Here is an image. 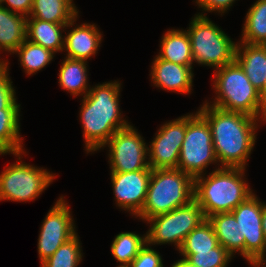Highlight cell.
Segmentation results:
<instances>
[{
    "mask_svg": "<svg viewBox=\"0 0 266 267\" xmlns=\"http://www.w3.org/2000/svg\"><path fill=\"white\" fill-rule=\"evenodd\" d=\"M20 109H2L0 113V155L24 150L20 130Z\"/></svg>",
    "mask_w": 266,
    "mask_h": 267,
    "instance_id": "24",
    "label": "cell"
},
{
    "mask_svg": "<svg viewBox=\"0 0 266 267\" xmlns=\"http://www.w3.org/2000/svg\"><path fill=\"white\" fill-rule=\"evenodd\" d=\"M146 242V233L139 235L136 232H120L110 246L111 255L120 264H131Z\"/></svg>",
    "mask_w": 266,
    "mask_h": 267,
    "instance_id": "27",
    "label": "cell"
},
{
    "mask_svg": "<svg viewBox=\"0 0 266 267\" xmlns=\"http://www.w3.org/2000/svg\"><path fill=\"white\" fill-rule=\"evenodd\" d=\"M218 244L213 227L206 218L186 236L178 251L180 254H195L196 252L210 251Z\"/></svg>",
    "mask_w": 266,
    "mask_h": 267,
    "instance_id": "28",
    "label": "cell"
},
{
    "mask_svg": "<svg viewBox=\"0 0 266 267\" xmlns=\"http://www.w3.org/2000/svg\"><path fill=\"white\" fill-rule=\"evenodd\" d=\"M121 85L117 80L103 82L92 86L82 97L79 120L86 154L99 151L116 131L130 124L119 107Z\"/></svg>",
    "mask_w": 266,
    "mask_h": 267,
    "instance_id": "2",
    "label": "cell"
},
{
    "mask_svg": "<svg viewBox=\"0 0 266 267\" xmlns=\"http://www.w3.org/2000/svg\"><path fill=\"white\" fill-rule=\"evenodd\" d=\"M72 211L64 196H60L42 221L37 251L44 262L70 238L77 234Z\"/></svg>",
    "mask_w": 266,
    "mask_h": 267,
    "instance_id": "12",
    "label": "cell"
},
{
    "mask_svg": "<svg viewBox=\"0 0 266 267\" xmlns=\"http://www.w3.org/2000/svg\"><path fill=\"white\" fill-rule=\"evenodd\" d=\"M245 168H215L209 175L194 178V200L205 218L228 213L254 194L244 176Z\"/></svg>",
    "mask_w": 266,
    "mask_h": 267,
    "instance_id": "3",
    "label": "cell"
},
{
    "mask_svg": "<svg viewBox=\"0 0 266 267\" xmlns=\"http://www.w3.org/2000/svg\"><path fill=\"white\" fill-rule=\"evenodd\" d=\"M211 223L218 243L232 256L239 252L241 255V230L231 212L218 213L207 217Z\"/></svg>",
    "mask_w": 266,
    "mask_h": 267,
    "instance_id": "23",
    "label": "cell"
},
{
    "mask_svg": "<svg viewBox=\"0 0 266 267\" xmlns=\"http://www.w3.org/2000/svg\"><path fill=\"white\" fill-rule=\"evenodd\" d=\"M240 41L266 45V0H256L245 16Z\"/></svg>",
    "mask_w": 266,
    "mask_h": 267,
    "instance_id": "25",
    "label": "cell"
},
{
    "mask_svg": "<svg viewBox=\"0 0 266 267\" xmlns=\"http://www.w3.org/2000/svg\"><path fill=\"white\" fill-rule=\"evenodd\" d=\"M241 230V256L256 267L266 256V238L262 229V201L256 194L231 211Z\"/></svg>",
    "mask_w": 266,
    "mask_h": 267,
    "instance_id": "11",
    "label": "cell"
},
{
    "mask_svg": "<svg viewBox=\"0 0 266 267\" xmlns=\"http://www.w3.org/2000/svg\"><path fill=\"white\" fill-rule=\"evenodd\" d=\"M256 267H266V256L259 262Z\"/></svg>",
    "mask_w": 266,
    "mask_h": 267,
    "instance_id": "38",
    "label": "cell"
},
{
    "mask_svg": "<svg viewBox=\"0 0 266 267\" xmlns=\"http://www.w3.org/2000/svg\"><path fill=\"white\" fill-rule=\"evenodd\" d=\"M262 107L266 110V79L262 89L259 91Z\"/></svg>",
    "mask_w": 266,
    "mask_h": 267,
    "instance_id": "36",
    "label": "cell"
},
{
    "mask_svg": "<svg viewBox=\"0 0 266 267\" xmlns=\"http://www.w3.org/2000/svg\"><path fill=\"white\" fill-rule=\"evenodd\" d=\"M26 151L14 154L17 161L0 174V201L29 202L39 198L56 178V174L22 161Z\"/></svg>",
    "mask_w": 266,
    "mask_h": 267,
    "instance_id": "7",
    "label": "cell"
},
{
    "mask_svg": "<svg viewBox=\"0 0 266 267\" xmlns=\"http://www.w3.org/2000/svg\"><path fill=\"white\" fill-rule=\"evenodd\" d=\"M213 79L216 96L210 103L206 100L207 104L224 111L261 118L266 122V110L262 107L259 90L251 84L236 60L214 70Z\"/></svg>",
    "mask_w": 266,
    "mask_h": 267,
    "instance_id": "4",
    "label": "cell"
},
{
    "mask_svg": "<svg viewBox=\"0 0 266 267\" xmlns=\"http://www.w3.org/2000/svg\"><path fill=\"white\" fill-rule=\"evenodd\" d=\"M9 63L0 66V113L2 109H21L17 102L16 90L9 76Z\"/></svg>",
    "mask_w": 266,
    "mask_h": 267,
    "instance_id": "31",
    "label": "cell"
},
{
    "mask_svg": "<svg viewBox=\"0 0 266 267\" xmlns=\"http://www.w3.org/2000/svg\"><path fill=\"white\" fill-rule=\"evenodd\" d=\"M67 24H57L39 19H26V39L54 53L63 52Z\"/></svg>",
    "mask_w": 266,
    "mask_h": 267,
    "instance_id": "19",
    "label": "cell"
},
{
    "mask_svg": "<svg viewBox=\"0 0 266 267\" xmlns=\"http://www.w3.org/2000/svg\"><path fill=\"white\" fill-rule=\"evenodd\" d=\"M193 193L194 179L180 169H152L144 206L135 218L146 221L187 205Z\"/></svg>",
    "mask_w": 266,
    "mask_h": 267,
    "instance_id": "5",
    "label": "cell"
},
{
    "mask_svg": "<svg viewBox=\"0 0 266 267\" xmlns=\"http://www.w3.org/2000/svg\"><path fill=\"white\" fill-rule=\"evenodd\" d=\"M78 14L73 0H33L32 11L27 19L68 24Z\"/></svg>",
    "mask_w": 266,
    "mask_h": 267,
    "instance_id": "22",
    "label": "cell"
},
{
    "mask_svg": "<svg viewBox=\"0 0 266 267\" xmlns=\"http://www.w3.org/2000/svg\"><path fill=\"white\" fill-rule=\"evenodd\" d=\"M105 147H109L110 173L151 169L148 165V146L132 124L116 131L101 149Z\"/></svg>",
    "mask_w": 266,
    "mask_h": 267,
    "instance_id": "10",
    "label": "cell"
},
{
    "mask_svg": "<svg viewBox=\"0 0 266 267\" xmlns=\"http://www.w3.org/2000/svg\"><path fill=\"white\" fill-rule=\"evenodd\" d=\"M206 218L200 205L193 199L187 205L147 219V243L153 245L174 244L179 250L186 236Z\"/></svg>",
    "mask_w": 266,
    "mask_h": 267,
    "instance_id": "9",
    "label": "cell"
},
{
    "mask_svg": "<svg viewBox=\"0 0 266 267\" xmlns=\"http://www.w3.org/2000/svg\"><path fill=\"white\" fill-rule=\"evenodd\" d=\"M235 1L237 0H196L195 3L201 8L200 11H203L198 15L207 16L206 12H216L223 16L235 4Z\"/></svg>",
    "mask_w": 266,
    "mask_h": 267,
    "instance_id": "33",
    "label": "cell"
},
{
    "mask_svg": "<svg viewBox=\"0 0 266 267\" xmlns=\"http://www.w3.org/2000/svg\"><path fill=\"white\" fill-rule=\"evenodd\" d=\"M196 267H228L233 256L220 244L214 249L195 254H180Z\"/></svg>",
    "mask_w": 266,
    "mask_h": 267,
    "instance_id": "30",
    "label": "cell"
},
{
    "mask_svg": "<svg viewBox=\"0 0 266 267\" xmlns=\"http://www.w3.org/2000/svg\"><path fill=\"white\" fill-rule=\"evenodd\" d=\"M185 133L186 115L161 125L151 143L147 145L149 167L151 169L177 168Z\"/></svg>",
    "mask_w": 266,
    "mask_h": 267,
    "instance_id": "13",
    "label": "cell"
},
{
    "mask_svg": "<svg viewBox=\"0 0 266 267\" xmlns=\"http://www.w3.org/2000/svg\"><path fill=\"white\" fill-rule=\"evenodd\" d=\"M204 102L198 113L210 126L219 166L246 169L257 140L258 123L263 120L240 112L224 111Z\"/></svg>",
    "mask_w": 266,
    "mask_h": 267,
    "instance_id": "1",
    "label": "cell"
},
{
    "mask_svg": "<svg viewBox=\"0 0 266 267\" xmlns=\"http://www.w3.org/2000/svg\"><path fill=\"white\" fill-rule=\"evenodd\" d=\"M262 229L266 238V202H262Z\"/></svg>",
    "mask_w": 266,
    "mask_h": 267,
    "instance_id": "37",
    "label": "cell"
},
{
    "mask_svg": "<svg viewBox=\"0 0 266 267\" xmlns=\"http://www.w3.org/2000/svg\"><path fill=\"white\" fill-rule=\"evenodd\" d=\"M160 59L183 66H193L191 41L187 30L169 29L161 37Z\"/></svg>",
    "mask_w": 266,
    "mask_h": 267,
    "instance_id": "18",
    "label": "cell"
},
{
    "mask_svg": "<svg viewBox=\"0 0 266 267\" xmlns=\"http://www.w3.org/2000/svg\"><path fill=\"white\" fill-rule=\"evenodd\" d=\"M235 60L251 84L260 91L266 79V45L238 42Z\"/></svg>",
    "mask_w": 266,
    "mask_h": 267,
    "instance_id": "17",
    "label": "cell"
},
{
    "mask_svg": "<svg viewBox=\"0 0 266 267\" xmlns=\"http://www.w3.org/2000/svg\"><path fill=\"white\" fill-rule=\"evenodd\" d=\"M78 233L62 244L55 253L41 263V267H78L82 262L83 250Z\"/></svg>",
    "mask_w": 266,
    "mask_h": 267,
    "instance_id": "29",
    "label": "cell"
},
{
    "mask_svg": "<svg viewBox=\"0 0 266 267\" xmlns=\"http://www.w3.org/2000/svg\"><path fill=\"white\" fill-rule=\"evenodd\" d=\"M171 267H196V266L190 263L186 258H182L174 262Z\"/></svg>",
    "mask_w": 266,
    "mask_h": 267,
    "instance_id": "35",
    "label": "cell"
},
{
    "mask_svg": "<svg viewBox=\"0 0 266 267\" xmlns=\"http://www.w3.org/2000/svg\"><path fill=\"white\" fill-rule=\"evenodd\" d=\"M187 32L194 63L216 70L235 60L238 42H234L207 16L195 14Z\"/></svg>",
    "mask_w": 266,
    "mask_h": 267,
    "instance_id": "6",
    "label": "cell"
},
{
    "mask_svg": "<svg viewBox=\"0 0 266 267\" xmlns=\"http://www.w3.org/2000/svg\"><path fill=\"white\" fill-rule=\"evenodd\" d=\"M117 267H132L130 264H120L119 266Z\"/></svg>",
    "mask_w": 266,
    "mask_h": 267,
    "instance_id": "40",
    "label": "cell"
},
{
    "mask_svg": "<svg viewBox=\"0 0 266 267\" xmlns=\"http://www.w3.org/2000/svg\"><path fill=\"white\" fill-rule=\"evenodd\" d=\"M152 169L110 173L116 206L136 217L142 210Z\"/></svg>",
    "mask_w": 266,
    "mask_h": 267,
    "instance_id": "14",
    "label": "cell"
},
{
    "mask_svg": "<svg viewBox=\"0 0 266 267\" xmlns=\"http://www.w3.org/2000/svg\"><path fill=\"white\" fill-rule=\"evenodd\" d=\"M27 17L0 5V54L14 53L26 40Z\"/></svg>",
    "mask_w": 266,
    "mask_h": 267,
    "instance_id": "20",
    "label": "cell"
},
{
    "mask_svg": "<svg viewBox=\"0 0 266 267\" xmlns=\"http://www.w3.org/2000/svg\"><path fill=\"white\" fill-rule=\"evenodd\" d=\"M19 57L20 65L26 75H33L45 68L55 57V53L27 39L13 53Z\"/></svg>",
    "mask_w": 266,
    "mask_h": 267,
    "instance_id": "26",
    "label": "cell"
},
{
    "mask_svg": "<svg viewBox=\"0 0 266 267\" xmlns=\"http://www.w3.org/2000/svg\"><path fill=\"white\" fill-rule=\"evenodd\" d=\"M150 67V80L156 88L182 95L191 94L194 78L193 66H183L160 59L156 55Z\"/></svg>",
    "mask_w": 266,
    "mask_h": 267,
    "instance_id": "16",
    "label": "cell"
},
{
    "mask_svg": "<svg viewBox=\"0 0 266 267\" xmlns=\"http://www.w3.org/2000/svg\"><path fill=\"white\" fill-rule=\"evenodd\" d=\"M88 62L64 57L59 69V86L73 97L85 96L91 86L88 77Z\"/></svg>",
    "mask_w": 266,
    "mask_h": 267,
    "instance_id": "21",
    "label": "cell"
},
{
    "mask_svg": "<svg viewBox=\"0 0 266 267\" xmlns=\"http://www.w3.org/2000/svg\"><path fill=\"white\" fill-rule=\"evenodd\" d=\"M5 63H7V59H2L0 58V66L4 65Z\"/></svg>",
    "mask_w": 266,
    "mask_h": 267,
    "instance_id": "39",
    "label": "cell"
},
{
    "mask_svg": "<svg viewBox=\"0 0 266 267\" xmlns=\"http://www.w3.org/2000/svg\"><path fill=\"white\" fill-rule=\"evenodd\" d=\"M78 17L79 14L66 25L65 33L68 32L64 35L63 51L67 52L65 55L67 58L87 61L97 55L103 34L95 23L86 22L78 25L76 23ZM68 28L71 30H66Z\"/></svg>",
    "mask_w": 266,
    "mask_h": 267,
    "instance_id": "15",
    "label": "cell"
},
{
    "mask_svg": "<svg viewBox=\"0 0 266 267\" xmlns=\"http://www.w3.org/2000/svg\"><path fill=\"white\" fill-rule=\"evenodd\" d=\"M130 265L132 267H164L162 255L147 242Z\"/></svg>",
    "mask_w": 266,
    "mask_h": 267,
    "instance_id": "32",
    "label": "cell"
},
{
    "mask_svg": "<svg viewBox=\"0 0 266 267\" xmlns=\"http://www.w3.org/2000/svg\"><path fill=\"white\" fill-rule=\"evenodd\" d=\"M188 114V115H187ZM186 114V133L177 168L193 179L206 175L210 164H217L211 130L208 122L196 111ZM205 172V173H204Z\"/></svg>",
    "mask_w": 266,
    "mask_h": 267,
    "instance_id": "8",
    "label": "cell"
},
{
    "mask_svg": "<svg viewBox=\"0 0 266 267\" xmlns=\"http://www.w3.org/2000/svg\"><path fill=\"white\" fill-rule=\"evenodd\" d=\"M3 4H7L8 7ZM0 5L11 12L29 17L33 7V0H0Z\"/></svg>",
    "mask_w": 266,
    "mask_h": 267,
    "instance_id": "34",
    "label": "cell"
}]
</instances>
